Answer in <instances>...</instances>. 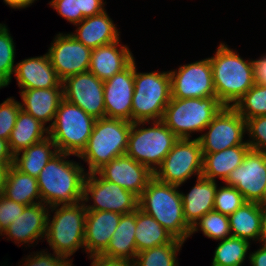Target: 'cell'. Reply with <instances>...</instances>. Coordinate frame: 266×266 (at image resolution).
<instances>
[{"instance_id": "1", "label": "cell", "mask_w": 266, "mask_h": 266, "mask_svg": "<svg viewBox=\"0 0 266 266\" xmlns=\"http://www.w3.org/2000/svg\"><path fill=\"white\" fill-rule=\"evenodd\" d=\"M70 154L58 152L40 172L37 182L41 202L46 206L83 203L86 173L79 164L65 160Z\"/></svg>"}, {"instance_id": "2", "label": "cell", "mask_w": 266, "mask_h": 266, "mask_svg": "<svg viewBox=\"0 0 266 266\" xmlns=\"http://www.w3.org/2000/svg\"><path fill=\"white\" fill-rule=\"evenodd\" d=\"M179 186L166 184L153 177L138 199V208L152 216L176 239L183 242L190 237L191 227L183 214V203Z\"/></svg>"}, {"instance_id": "3", "label": "cell", "mask_w": 266, "mask_h": 266, "mask_svg": "<svg viewBox=\"0 0 266 266\" xmlns=\"http://www.w3.org/2000/svg\"><path fill=\"white\" fill-rule=\"evenodd\" d=\"M209 59L217 99L224 106H234L255 84L252 60L246 62L224 43Z\"/></svg>"}, {"instance_id": "4", "label": "cell", "mask_w": 266, "mask_h": 266, "mask_svg": "<svg viewBox=\"0 0 266 266\" xmlns=\"http://www.w3.org/2000/svg\"><path fill=\"white\" fill-rule=\"evenodd\" d=\"M132 122L103 117L97 119L85 149L78 156L96 172L112 159L126 154Z\"/></svg>"}, {"instance_id": "5", "label": "cell", "mask_w": 266, "mask_h": 266, "mask_svg": "<svg viewBox=\"0 0 266 266\" xmlns=\"http://www.w3.org/2000/svg\"><path fill=\"white\" fill-rule=\"evenodd\" d=\"M96 120L63 98L53 122L47 127L48 135L59 152L79 156L88 143Z\"/></svg>"}, {"instance_id": "6", "label": "cell", "mask_w": 266, "mask_h": 266, "mask_svg": "<svg viewBox=\"0 0 266 266\" xmlns=\"http://www.w3.org/2000/svg\"><path fill=\"white\" fill-rule=\"evenodd\" d=\"M224 105L216 96L207 98H172L165 108L162 122L179 139H190L193 131H203Z\"/></svg>"}, {"instance_id": "7", "label": "cell", "mask_w": 266, "mask_h": 266, "mask_svg": "<svg viewBox=\"0 0 266 266\" xmlns=\"http://www.w3.org/2000/svg\"><path fill=\"white\" fill-rule=\"evenodd\" d=\"M171 100L169 72L138 73L134 61L132 123L162 120Z\"/></svg>"}, {"instance_id": "8", "label": "cell", "mask_w": 266, "mask_h": 266, "mask_svg": "<svg viewBox=\"0 0 266 266\" xmlns=\"http://www.w3.org/2000/svg\"><path fill=\"white\" fill-rule=\"evenodd\" d=\"M145 123H132L126 155L155 173L179 138L162 120L154 121L152 127L138 128V125Z\"/></svg>"}, {"instance_id": "9", "label": "cell", "mask_w": 266, "mask_h": 266, "mask_svg": "<svg viewBox=\"0 0 266 266\" xmlns=\"http://www.w3.org/2000/svg\"><path fill=\"white\" fill-rule=\"evenodd\" d=\"M58 206L50 207L56 211L52 221L47 218L45 238L55 253L68 259L80 247L84 248L87 210L85 203L79 202Z\"/></svg>"}, {"instance_id": "10", "label": "cell", "mask_w": 266, "mask_h": 266, "mask_svg": "<svg viewBox=\"0 0 266 266\" xmlns=\"http://www.w3.org/2000/svg\"><path fill=\"white\" fill-rule=\"evenodd\" d=\"M203 154L198 138L179 139L164 158L154 177L166 184L180 186L194 173L202 176Z\"/></svg>"}, {"instance_id": "11", "label": "cell", "mask_w": 266, "mask_h": 266, "mask_svg": "<svg viewBox=\"0 0 266 266\" xmlns=\"http://www.w3.org/2000/svg\"><path fill=\"white\" fill-rule=\"evenodd\" d=\"M89 197L93 199L94 204H85L87 211H113L123 215L138 208L139 198L135 194L96 176V172L87 173L85 177L83 201L87 202Z\"/></svg>"}, {"instance_id": "12", "label": "cell", "mask_w": 266, "mask_h": 266, "mask_svg": "<svg viewBox=\"0 0 266 266\" xmlns=\"http://www.w3.org/2000/svg\"><path fill=\"white\" fill-rule=\"evenodd\" d=\"M205 129L209 131L198 137L202 153H215L233 146L248 145L247 141H242L246 121L232 106H224Z\"/></svg>"}, {"instance_id": "13", "label": "cell", "mask_w": 266, "mask_h": 266, "mask_svg": "<svg viewBox=\"0 0 266 266\" xmlns=\"http://www.w3.org/2000/svg\"><path fill=\"white\" fill-rule=\"evenodd\" d=\"M172 98H207L216 96L210 59L206 58L169 71Z\"/></svg>"}, {"instance_id": "14", "label": "cell", "mask_w": 266, "mask_h": 266, "mask_svg": "<svg viewBox=\"0 0 266 266\" xmlns=\"http://www.w3.org/2000/svg\"><path fill=\"white\" fill-rule=\"evenodd\" d=\"M63 98L96 119L106 117L104 82L90 71L75 74L62 81Z\"/></svg>"}, {"instance_id": "15", "label": "cell", "mask_w": 266, "mask_h": 266, "mask_svg": "<svg viewBox=\"0 0 266 266\" xmlns=\"http://www.w3.org/2000/svg\"><path fill=\"white\" fill-rule=\"evenodd\" d=\"M92 49L79 42L72 34L59 33L48 56L61 81L75 74L87 72Z\"/></svg>"}, {"instance_id": "16", "label": "cell", "mask_w": 266, "mask_h": 266, "mask_svg": "<svg viewBox=\"0 0 266 266\" xmlns=\"http://www.w3.org/2000/svg\"><path fill=\"white\" fill-rule=\"evenodd\" d=\"M225 183L235 187L249 202H259L266 189V153L250 149Z\"/></svg>"}, {"instance_id": "17", "label": "cell", "mask_w": 266, "mask_h": 266, "mask_svg": "<svg viewBox=\"0 0 266 266\" xmlns=\"http://www.w3.org/2000/svg\"><path fill=\"white\" fill-rule=\"evenodd\" d=\"M96 175L110 182L116 183L138 198L154 177L146 166L125 155L112 159L96 171Z\"/></svg>"}, {"instance_id": "18", "label": "cell", "mask_w": 266, "mask_h": 266, "mask_svg": "<svg viewBox=\"0 0 266 266\" xmlns=\"http://www.w3.org/2000/svg\"><path fill=\"white\" fill-rule=\"evenodd\" d=\"M134 61L123 71L104 81V106L108 118L132 122Z\"/></svg>"}, {"instance_id": "19", "label": "cell", "mask_w": 266, "mask_h": 266, "mask_svg": "<svg viewBox=\"0 0 266 266\" xmlns=\"http://www.w3.org/2000/svg\"><path fill=\"white\" fill-rule=\"evenodd\" d=\"M14 73L18 86L23 90L63 87L62 81L51 64L48 53L40 57L22 60L15 66Z\"/></svg>"}, {"instance_id": "20", "label": "cell", "mask_w": 266, "mask_h": 266, "mask_svg": "<svg viewBox=\"0 0 266 266\" xmlns=\"http://www.w3.org/2000/svg\"><path fill=\"white\" fill-rule=\"evenodd\" d=\"M122 214L113 211H87L84 248L90 255L101 254L108 246Z\"/></svg>"}, {"instance_id": "21", "label": "cell", "mask_w": 266, "mask_h": 266, "mask_svg": "<svg viewBox=\"0 0 266 266\" xmlns=\"http://www.w3.org/2000/svg\"><path fill=\"white\" fill-rule=\"evenodd\" d=\"M44 203L26 206L9 226L5 228L3 235L14 238L15 242L31 244L40 237L46 236L48 209Z\"/></svg>"}, {"instance_id": "22", "label": "cell", "mask_w": 266, "mask_h": 266, "mask_svg": "<svg viewBox=\"0 0 266 266\" xmlns=\"http://www.w3.org/2000/svg\"><path fill=\"white\" fill-rule=\"evenodd\" d=\"M119 41L99 46L91 51L88 71L103 82L126 69L134 61L127 46L121 45L118 49Z\"/></svg>"}, {"instance_id": "23", "label": "cell", "mask_w": 266, "mask_h": 266, "mask_svg": "<svg viewBox=\"0 0 266 266\" xmlns=\"http://www.w3.org/2000/svg\"><path fill=\"white\" fill-rule=\"evenodd\" d=\"M20 93L23 100L21 109L44 125L53 121L63 99V87L25 89Z\"/></svg>"}, {"instance_id": "24", "label": "cell", "mask_w": 266, "mask_h": 266, "mask_svg": "<svg viewBox=\"0 0 266 266\" xmlns=\"http://www.w3.org/2000/svg\"><path fill=\"white\" fill-rule=\"evenodd\" d=\"M72 35L85 46L94 49L119 40L115 24L104 10L102 13L84 18Z\"/></svg>"}, {"instance_id": "25", "label": "cell", "mask_w": 266, "mask_h": 266, "mask_svg": "<svg viewBox=\"0 0 266 266\" xmlns=\"http://www.w3.org/2000/svg\"><path fill=\"white\" fill-rule=\"evenodd\" d=\"M196 182L187 195L181 193L184 218L191 228L206 213L214 209L217 190L216 182L203 176L197 177Z\"/></svg>"}, {"instance_id": "26", "label": "cell", "mask_w": 266, "mask_h": 266, "mask_svg": "<svg viewBox=\"0 0 266 266\" xmlns=\"http://www.w3.org/2000/svg\"><path fill=\"white\" fill-rule=\"evenodd\" d=\"M250 149L249 145H238L215 153H202V176L213 181L217 177L226 181L229 174L243 162Z\"/></svg>"}, {"instance_id": "27", "label": "cell", "mask_w": 266, "mask_h": 266, "mask_svg": "<svg viewBox=\"0 0 266 266\" xmlns=\"http://www.w3.org/2000/svg\"><path fill=\"white\" fill-rule=\"evenodd\" d=\"M135 229L136 210L129 214H123L112 239L101 255L133 262L137 255Z\"/></svg>"}, {"instance_id": "28", "label": "cell", "mask_w": 266, "mask_h": 266, "mask_svg": "<svg viewBox=\"0 0 266 266\" xmlns=\"http://www.w3.org/2000/svg\"><path fill=\"white\" fill-rule=\"evenodd\" d=\"M53 148L52 151L50 148ZM22 152V153H21ZM52 138L48 135L44 140L31 145L14 155L13 165L21 172L38 178L45 165L58 153ZM22 155H21V154ZM19 155H21L19 157Z\"/></svg>"}, {"instance_id": "29", "label": "cell", "mask_w": 266, "mask_h": 266, "mask_svg": "<svg viewBox=\"0 0 266 266\" xmlns=\"http://www.w3.org/2000/svg\"><path fill=\"white\" fill-rule=\"evenodd\" d=\"M39 120L22 109L10 134L9 147L11 152L16 153L48 137V128ZM44 133H47L44 136Z\"/></svg>"}, {"instance_id": "30", "label": "cell", "mask_w": 266, "mask_h": 266, "mask_svg": "<svg viewBox=\"0 0 266 266\" xmlns=\"http://www.w3.org/2000/svg\"><path fill=\"white\" fill-rule=\"evenodd\" d=\"M175 237L163 228L152 216L136 209L135 242L137 253L152 247L171 243Z\"/></svg>"}, {"instance_id": "31", "label": "cell", "mask_w": 266, "mask_h": 266, "mask_svg": "<svg viewBox=\"0 0 266 266\" xmlns=\"http://www.w3.org/2000/svg\"><path fill=\"white\" fill-rule=\"evenodd\" d=\"M4 196L26 206L42 203L37 178L19 171L13 164L8 171Z\"/></svg>"}, {"instance_id": "32", "label": "cell", "mask_w": 266, "mask_h": 266, "mask_svg": "<svg viewBox=\"0 0 266 266\" xmlns=\"http://www.w3.org/2000/svg\"><path fill=\"white\" fill-rule=\"evenodd\" d=\"M230 233L233 237L258 239L261 233V214L258 202L244 203L239 209L228 216Z\"/></svg>"}, {"instance_id": "33", "label": "cell", "mask_w": 266, "mask_h": 266, "mask_svg": "<svg viewBox=\"0 0 266 266\" xmlns=\"http://www.w3.org/2000/svg\"><path fill=\"white\" fill-rule=\"evenodd\" d=\"M183 243L181 239L175 238L171 243L138 252L132 266H178L176 253Z\"/></svg>"}, {"instance_id": "34", "label": "cell", "mask_w": 266, "mask_h": 266, "mask_svg": "<svg viewBox=\"0 0 266 266\" xmlns=\"http://www.w3.org/2000/svg\"><path fill=\"white\" fill-rule=\"evenodd\" d=\"M249 246V241L243 238L223 239L214 252L212 266H242Z\"/></svg>"}, {"instance_id": "35", "label": "cell", "mask_w": 266, "mask_h": 266, "mask_svg": "<svg viewBox=\"0 0 266 266\" xmlns=\"http://www.w3.org/2000/svg\"><path fill=\"white\" fill-rule=\"evenodd\" d=\"M232 107L245 121L266 115V85L254 84Z\"/></svg>"}, {"instance_id": "36", "label": "cell", "mask_w": 266, "mask_h": 266, "mask_svg": "<svg viewBox=\"0 0 266 266\" xmlns=\"http://www.w3.org/2000/svg\"><path fill=\"white\" fill-rule=\"evenodd\" d=\"M198 226L205 236L214 240H223L231 237L228 216L215 210L206 213L194 224L191 228L190 236L199 230Z\"/></svg>"}, {"instance_id": "37", "label": "cell", "mask_w": 266, "mask_h": 266, "mask_svg": "<svg viewBox=\"0 0 266 266\" xmlns=\"http://www.w3.org/2000/svg\"><path fill=\"white\" fill-rule=\"evenodd\" d=\"M15 46L8 28L0 24V81L7 86L14 73Z\"/></svg>"}, {"instance_id": "38", "label": "cell", "mask_w": 266, "mask_h": 266, "mask_svg": "<svg viewBox=\"0 0 266 266\" xmlns=\"http://www.w3.org/2000/svg\"><path fill=\"white\" fill-rule=\"evenodd\" d=\"M246 202L244 196L235 187L222 186L216 190L213 210L229 216Z\"/></svg>"}, {"instance_id": "39", "label": "cell", "mask_w": 266, "mask_h": 266, "mask_svg": "<svg viewBox=\"0 0 266 266\" xmlns=\"http://www.w3.org/2000/svg\"><path fill=\"white\" fill-rule=\"evenodd\" d=\"M21 110L19 102L11 97L0 104V138L9 141L11 131Z\"/></svg>"}, {"instance_id": "40", "label": "cell", "mask_w": 266, "mask_h": 266, "mask_svg": "<svg viewBox=\"0 0 266 266\" xmlns=\"http://www.w3.org/2000/svg\"><path fill=\"white\" fill-rule=\"evenodd\" d=\"M246 131L253 138L247 142L250 148L266 153V115L246 120Z\"/></svg>"}, {"instance_id": "41", "label": "cell", "mask_w": 266, "mask_h": 266, "mask_svg": "<svg viewBox=\"0 0 266 266\" xmlns=\"http://www.w3.org/2000/svg\"><path fill=\"white\" fill-rule=\"evenodd\" d=\"M50 5L73 24L80 23L84 19L79 10L78 0H52Z\"/></svg>"}, {"instance_id": "42", "label": "cell", "mask_w": 266, "mask_h": 266, "mask_svg": "<svg viewBox=\"0 0 266 266\" xmlns=\"http://www.w3.org/2000/svg\"><path fill=\"white\" fill-rule=\"evenodd\" d=\"M26 205L9 200L4 195L0 196V222L6 228L22 214Z\"/></svg>"}, {"instance_id": "43", "label": "cell", "mask_w": 266, "mask_h": 266, "mask_svg": "<svg viewBox=\"0 0 266 266\" xmlns=\"http://www.w3.org/2000/svg\"><path fill=\"white\" fill-rule=\"evenodd\" d=\"M43 252V253H42ZM26 259L24 266H72V260L54 252V255L45 254L44 251ZM56 255V256H55Z\"/></svg>"}, {"instance_id": "44", "label": "cell", "mask_w": 266, "mask_h": 266, "mask_svg": "<svg viewBox=\"0 0 266 266\" xmlns=\"http://www.w3.org/2000/svg\"><path fill=\"white\" fill-rule=\"evenodd\" d=\"M104 0H78L79 10L84 18L102 13L105 8Z\"/></svg>"}, {"instance_id": "45", "label": "cell", "mask_w": 266, "mask_h": 266, "mask_svg": "<svg viewBox=\"0 0 266 266\" xmlns=\"http://www.w3.org/2000/svg\"><path fill=\"white\" fill-rule=\"evenodd\" d=\"M93 260L92 266H132V262L125 259L109 258L101 254L89 256Z\"/></svg>"}, {"instance_id": "46", "label": "cell", "mask_w": 266, "mask_h": 266, "mask_svg": "<svg viewBox=\"0 0 266 266\" xmlns=\"http://www.w3.org/2000/svg\"><path fill=\"white\" fill-rule=\"evenodd\" d=\"M254 83L266 85V56L252 61Z\"/></svg>"}, {"instance_id": "47", "label": "cell", "mask_w": 266, "mask_h": 266, "mask_svg": "<svg viewBox=\"0 0 266 266\" xmlns=\"http://www.w3.org/2000/svg\"><path fill=\"white\" fill-rule=\"evenodd\" d=\"M14 154L11 152L9 142L0 138V164H13Z\"/></svg>"}, {"instance_id": "48", "label": "cell", "mask_w": 266, "mask_h": 266, "mask_svg": "<svg viewBox=\"0 0 266 266\" xmlns=\"http://www.w3.org/2000/svg\"><path fill=\"white\" fill-rule=\"evenodd\" d=\"M249 261L252 266H266V245L250 254Z\"/></svg>"}, {"instance_id": "49", "label": "cell", "mask_w": 266, "mask_h": 266, "mask_svg": "<svg viewBox=\"0 0 266 266\" xmlns=\"http://www.w3.org/2000/svg\"><path fill=\"white\" fill-rule=\"evenodd\" d=\"M12 164H0V196L4 195L8 171Z\"/></svg>"}, {"instance_id": "50", "label": "cell", "mask_w": 266, "mask_h": 266, "mask_svg": "<svg viewBox=\"0 0 266 266\" xmlns=\"http://www.w3.org/2000/svg\"><path fill=\"white\" fill-rule=\"evenodd\" d=\"M260 214H261V233L259 241L266 245V205H260Z\"/></svg>"}, {"instance_id": "51", "label": "cell", "mask_w": 266, "mask_h": 266, "mask_svg": "<svg viewBox=\"0 0 266 266\" xmlns=\"http://www.w3.org/2000/svg\"><path fill=\"white\" fill-rule=\"evenodd\" d=\"M12 8H26L35 0H4Z\"/></svg>"}, {"instance_id": "52", "label": "cell", "mask_w": 266, "mask_h": 266, "mask_svg": "<svg viewBox=\"0 0 266 266\" xmlns=\"http://www.w3.org/2000/svg\"><path fill=\"white\" fill-rule=\"evenodd\" d=\"M258 203L259 205H266V189L264 191L262 199Z\"/></svg>"}, {"instance_id": "53", "label": "cell", "mask_w": 266, "mask_h": 266, "mask_svg": "<svg viewBox=\"0 0 266 266\" xmlns=\"http://www.w3.org/2000/svg\"><path fill=\"white\" fill-rule=\"evenodd\" d=\"M3 232H5V228L0 222V234L2 235Z\"/></svg>"}, {"instance_id": "54", "label": "cell", "mask_w": 266, "mask_h": 266, "mask_svg": "<svg viewBox=\"0 0 266 266\" xmlns=\"http://www.w3.org/2000/svg\"><path fill=\"white\" fill-rule=\"evenodd\" d=\"M3 88V87H5V85L0 81V88Z\"/></svg>"}]
</instances>
